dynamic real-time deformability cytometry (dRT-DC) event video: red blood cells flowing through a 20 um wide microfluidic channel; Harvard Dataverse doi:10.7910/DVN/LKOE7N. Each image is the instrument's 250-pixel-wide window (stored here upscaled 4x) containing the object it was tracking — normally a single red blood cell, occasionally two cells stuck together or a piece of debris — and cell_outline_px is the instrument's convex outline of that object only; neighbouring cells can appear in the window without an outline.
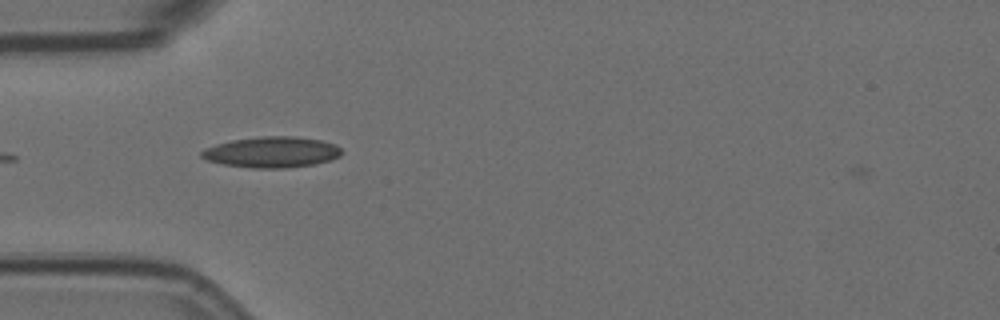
{"species": "Egyptian fruit bat (a non-hibernating species)", "species_latin": "Rousettus aegyptiacus", "temperature_condition": "room temperature", "stored_images_in_passage": 17, "camera_frame_rate_fps": 3000, "um_per_image_px": 0.085, "animal": {"sex": "female"}, "frame": {"image": 1, "passage_image": 6, "time_ms": 1.667, "image_size_px": [1000, 320], "cell_outline_px": [[344, 152], [340, 156], [328, 160], [312, 164], [288, 168], [252, 168], [224, 164], [208, 160], [200, 156], [200, 152], [204, 148], [216, 144], [232, 140], [264, 136], [292, 136], [320, 140], [336, 144]], "centroid_in_image_um": [23.1, 12.93], "position_along_channel_um": 61.9, "area_um2": 25.09}}